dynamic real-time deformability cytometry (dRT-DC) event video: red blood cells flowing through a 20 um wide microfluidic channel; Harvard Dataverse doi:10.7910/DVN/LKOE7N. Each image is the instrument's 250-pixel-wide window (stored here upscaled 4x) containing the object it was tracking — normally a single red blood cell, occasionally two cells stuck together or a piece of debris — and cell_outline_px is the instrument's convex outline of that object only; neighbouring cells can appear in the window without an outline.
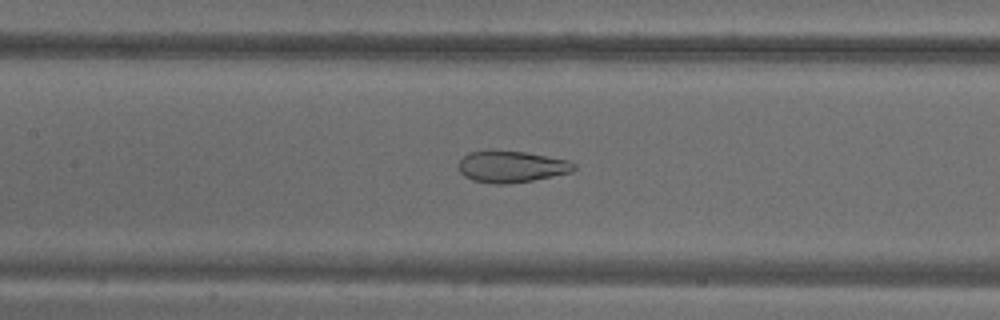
{"species": "common noctule bat (a hibernating species)", "species_latin": "Nyctalus noctula", "temperature_condition": "warm", "stored_images_in_passage": 45, "camera_frame_rate_fps": 3000, "um_per_image_px": 0.085, "animal": {"sex": "male", "body_mass_g": 18.8}, "frame": {"image": 1, "passage_image": 16, "time_ms": 5.0, "image_size_px": [1000, 320], "cell_outline_px": [[576, 168], [572, 172], [532, 180], [508, 184], [492, 184], [472, 180], [464, 176], [460, 172], [456, 164], [468, 152], [524, 152], [568, 160], [576, 164]], "centroid_in_image_um": [43.46, 14.19], "position_along_channel_um": 163.9, "area_um2": 20.92}}
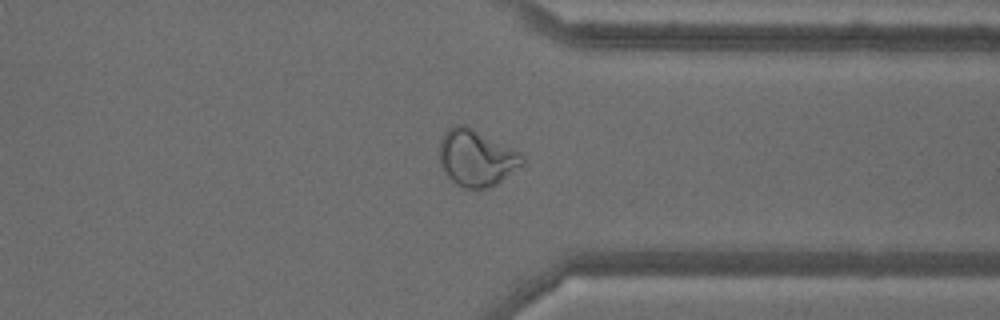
{"frame": {"image": 2, "passage_image": 33, "time_ms": 10.667, "image_size_px": [1000, 320], "cell_outline_px": [[524, 164], [496, 184], [488, 188], [464, 188], [456, 184], [448, 176], [440, 164], [440, 140], [444, 132], [452, 124], [468, 124], [520, 152], [524, 160]], "centroid_in_image_um": [40.49, 13.38], "position_along_channel_um": 370.9, "area_um2": 27.51}}
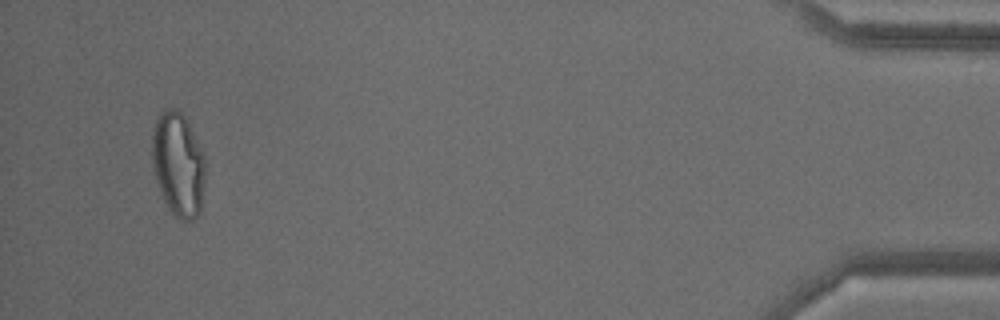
{"frame": {"image": 3, "passage_image": 43, "time_ms": 14.0, "image_size_px": [1000, 320], "cell_outline_px": [[208, 164], [200, 212], [192, 220], [180, 220], [172, 216], [164, 200], [156, 180], [152, 168], [152, 132], [156, 120], [160, 112], [168, 108], [180, 108]], "centroid_in_image_um": [15.16, 13.99], "position_along_channel_um": 420.0, "area_um2": 32.83}, "authors_computed_cell_mechanics": {"area_um2": 27.5128, "velocity_mm_per_s": 3.6857, "shape_relaxation_time_tau1_ms": null, "shape_relaxation_time_tau2_ms": 0.87, "deformation_change_tau1": null, "deformation_change_tau2": 0.0683}}